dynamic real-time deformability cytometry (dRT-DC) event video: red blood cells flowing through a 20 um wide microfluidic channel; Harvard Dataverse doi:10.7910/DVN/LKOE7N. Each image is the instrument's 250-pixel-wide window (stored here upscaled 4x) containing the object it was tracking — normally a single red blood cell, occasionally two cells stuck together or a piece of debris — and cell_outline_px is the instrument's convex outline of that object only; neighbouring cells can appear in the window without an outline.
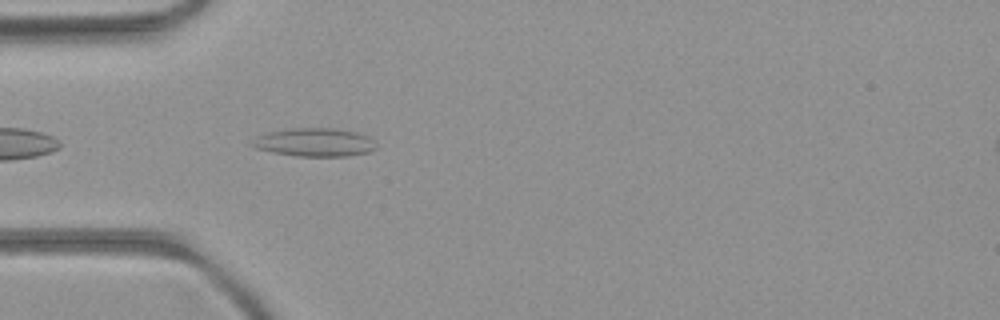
{"species": "common noctule bat (a hibernating species)", "species_latin": "Nyctalus noctula", "temperature_condition": "room temperature", "stored_images_in_passage": 39, "camera_frame_rate_fps": 3000, "um_per_image_px": 0.085, "animal": {"sex": "female", "body_mass_g": 21.9}, "frame": {"image": 1, "passage_image": 3, "time_ms": 0.667, "image_size_px": [1000, 320], "cell_outline_px": [[376, 148], [368, 152], [348, 156], [296, 156], [272, 152], [256, 148], [248, 144], [256, 136], [268, 132], [292, 128], [332, 128], [356, 132], [368, 136], [376, 144]], "centroid_in_image_um": [26.7, 12.1], "position_along_channel_um": 58.3, "area_um2": 20.52}}
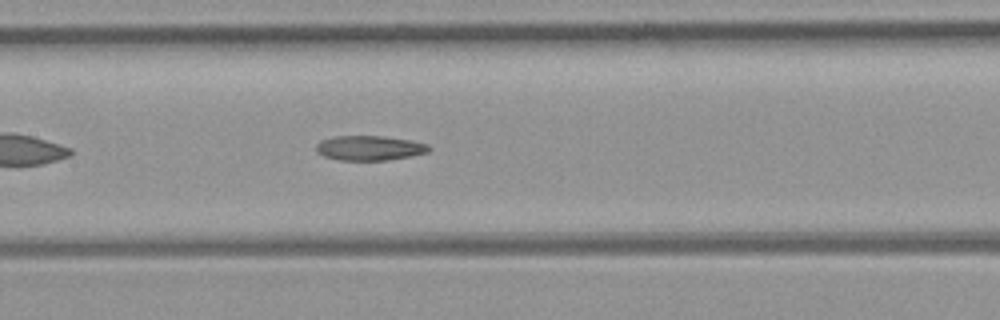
{"frame": {"image": 2, "passage_image": 12, "time_ms": 3.667, "image_size_px": [1000, 320], "cell_outline_px": [[432, 148], [428, 152], [412, 156], [388, 160], [340, 160], [324, 156], [316, 152], [316, 144], [320, 140], [332, 136], [384, 136], [412, 140], [428, 144]], "centroid_in_image_um": [31.42, 12.57], "position_along_channel_um": 176.0, "area_um2": 16.47}}
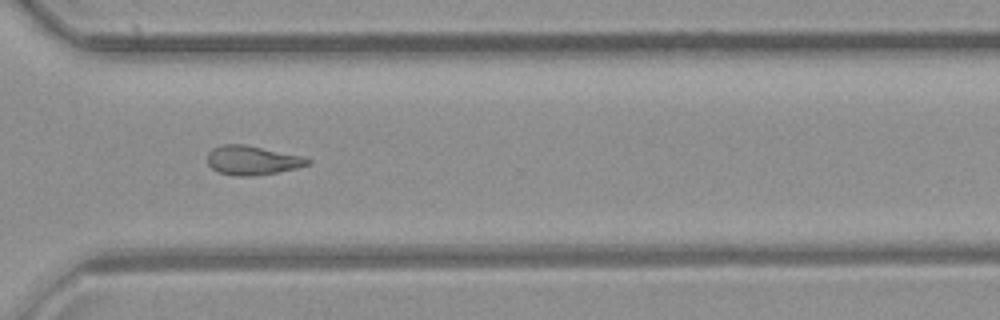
{"frame": {"image": 3, "passage_image": 25, "time_ms": 8.0, "image_size_px": [1000, 320], "cell_outline_px": [[312, 164], [296, 168], [276, 172], [252, 176], [232, 176], [220, 172], [212, 168], [208, 164], [208, 152], [212, 148], [224, 144], [244, 144], [300, 156], [312, 160]], "centroid_in_image_um": [21.43, 13.63], "position_along_channel_um": 349.2, "area_um2": 16.88}}